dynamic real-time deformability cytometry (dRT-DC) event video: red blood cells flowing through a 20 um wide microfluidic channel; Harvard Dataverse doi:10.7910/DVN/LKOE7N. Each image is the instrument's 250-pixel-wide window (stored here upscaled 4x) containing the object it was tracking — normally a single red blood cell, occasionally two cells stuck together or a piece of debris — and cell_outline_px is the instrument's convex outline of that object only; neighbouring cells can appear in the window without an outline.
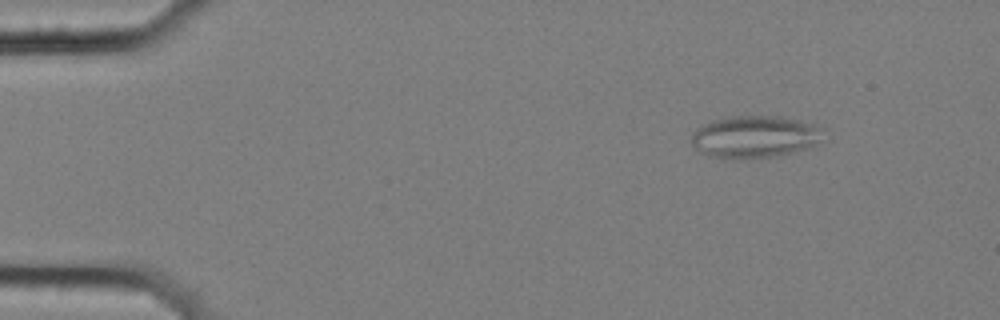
{"species": "common noctule bat (a hibernating species)", "species_latin": "Nyctalus noctula", "temperature_condition": "cold", "stored_images_in_passage": 4, "camera_frame_rate_fps": 3000, "um_per_image_px": 0.085, "animal": {"sex": "female", "body_mass_g": 25.1}, "frame": {"image": 1, "passage_image": 2, "time_ms": 0.333, "image_size_px": [1000, 320], "cell_outline_px": [[828, 140], [808, 148], [772, 156], [736, 160], [712, 156], [700, 152], [692, 144], [692, 132], [696, 128], [712, 120], [728, 116], [784, 116], [800, 120], [824, 128]], "centroid_in_image_um": [64.23, 11.62], "position_along_channel_um": 20.8, "area_um2": 33.06}}